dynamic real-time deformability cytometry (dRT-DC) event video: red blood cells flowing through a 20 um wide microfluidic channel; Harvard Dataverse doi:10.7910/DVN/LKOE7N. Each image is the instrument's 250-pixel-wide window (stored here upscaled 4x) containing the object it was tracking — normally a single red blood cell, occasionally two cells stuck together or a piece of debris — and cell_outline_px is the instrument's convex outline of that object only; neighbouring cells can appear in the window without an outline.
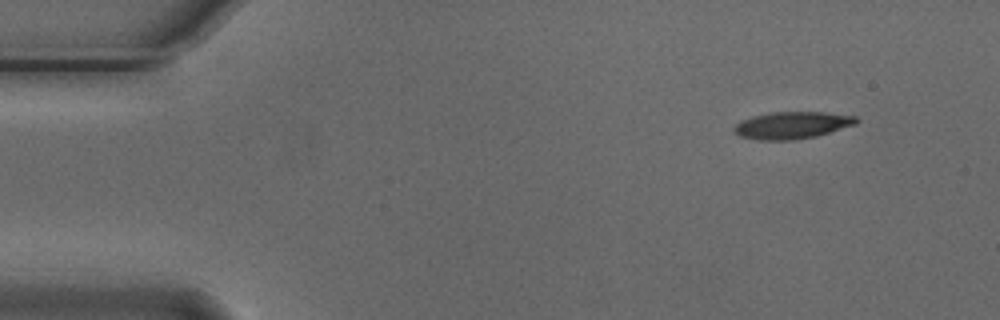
{"species": "Egyptian fruit bat (a non-hibernating species)", "species_latin": "Rousettus aegyptiacus", "temperature_condition": "cold", "stored_images_in_passage": 5, "camera_frame_rate_fps": 3000, "um_per_image_px": 0.085, "animal": {"sex": "male"}, "frame": {"image": 1, "passage_image": 1, "time_ms": 0.0, "image_size_px": [1000, 320], "cell_outline_px": [[860, 120], [856, 124], [816, 136], [792, 140], [760, 140], [740, 136], [732, 132], [732, 128], [740, 120], [752, 116], [772, 112], [824, 112], [856, 116]], "centroid_in_image_um": [67.3, 10.64], "position_along_channel_um": 17.7, "area_um2": 19.36}}
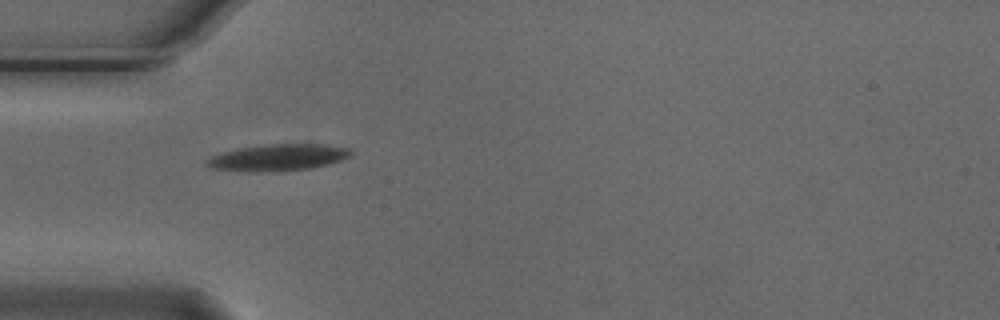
{"frame": {"image": 2, "passage_image": 4, "time_ms": 1.0, "image_size_px": [1000, 320], "cell_outline_px": [[352, 156], [328, 164], [308, 168], [272, 172], [248, 172], [212, 168], [204, 164], [204, 160], [220, 152], [240, 148], [268, 144], [324, 144], [348, 148], [352, 152]], "centroid_in_image_um": [23.59, 13.39], "position_along_channel_um": 61.4, "area_um2": 22.43}}
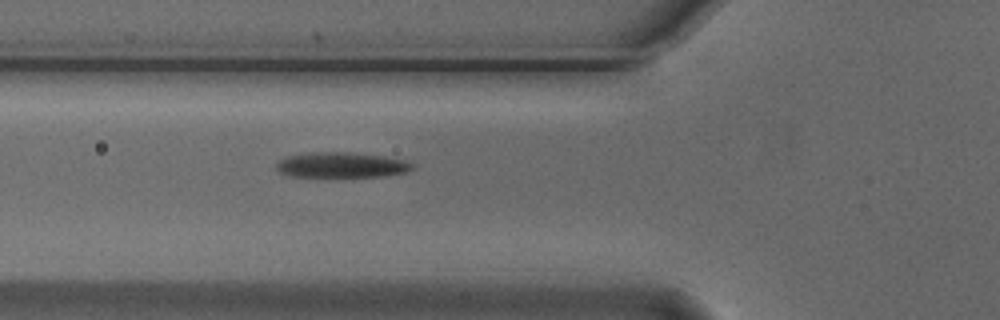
{"frame": {"image": 3, "passage_image": 5, "time_ms": 1.333, "image_size_px": [1000, 320], "cell_outline_px": [[416, 168], [408, 172], [388, 176], [292, 176], [280, 172], [276, 168], [276, 164], [280, 160], [288, 156], [308, 152], [348, 152], [384, 156], [408, 160], [416, 164]], "centroid_in_image_um": [29.13, 14.01], "position_along_channel_um": 96.7, "area_um2": 20.23}}